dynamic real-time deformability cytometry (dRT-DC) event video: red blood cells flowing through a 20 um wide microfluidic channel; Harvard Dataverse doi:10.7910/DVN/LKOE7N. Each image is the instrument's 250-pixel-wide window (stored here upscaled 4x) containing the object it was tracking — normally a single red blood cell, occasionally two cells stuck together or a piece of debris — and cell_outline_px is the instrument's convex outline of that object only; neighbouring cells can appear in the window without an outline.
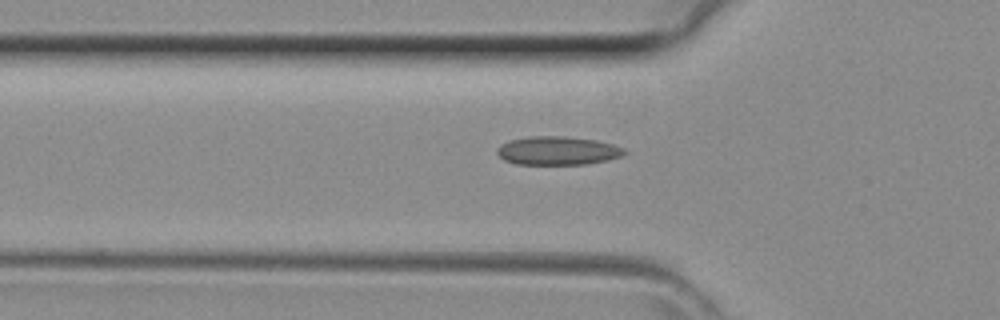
{"species": "common noctule bat (a hibernating species)", "species_latin": "Nyctalus noctula", "temperature_condition": "room temperature", "stored_images_in_passage": 34, "camera_frame_rate_fps": 3000, "um_per_image_px": 0.085, "animal": {"sex": "female", "body_mass_g": 29.2, "forearm_length_mm": 56.3}, "frame": {"image": 1, "passage_image": 11, "time_ms": 3.333, "image_size_px": [1000, 320], "cell_outline_px": [[628, 152], [620, 156], [608, 160], [584, 164], [516, 164], [504, 160], [496, 152], [496, 148], [500, 144], [508, 140], [528, 136], [564, 136], [596, 140], [612, 144], [624, 148]], "centroid_in_image_um": [47.37, 12.8], "position_along_channel_um": 78.4, "area_um2": 21.27}}
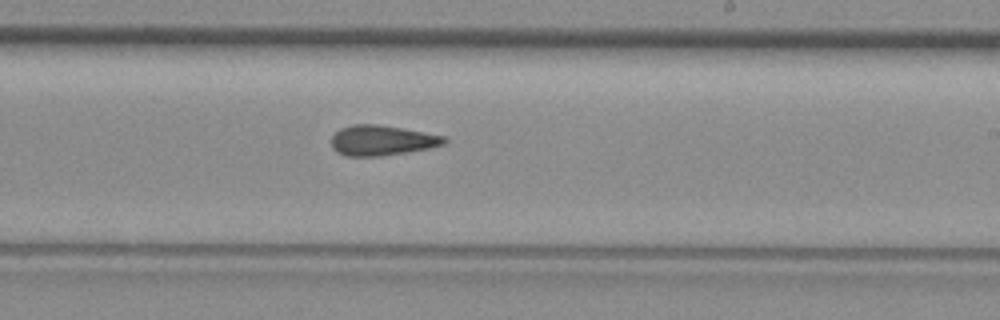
{"frame": {"image": 2, "passage_image": 22, "time_ms": 7.0, "image_size_px": [1000, 320], "cell_outline_px": [[448, 140], [444, 144], [428, 148], [380, 156], [344, 156], [336, 152], [332, 148], [332, 136], [340, 128], [352, 124], [376, 124], [404, 128], [444, 136]], "centroid_in_image_um": [32.43, 11.92], "position_along_channel_um": 256.6, "area_um2": 19.83}}
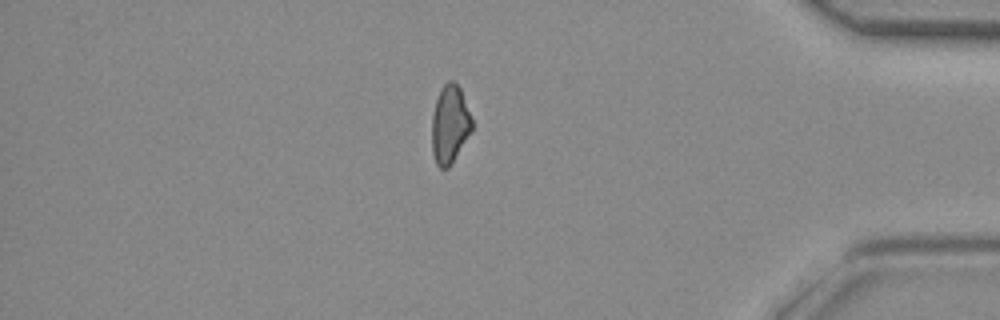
{"frame": {"image": 3, "passage_image": 33, "time_ms": 10.667, "image_size_px": [1000, 320], "cell_outline_px": [[472, 132], [448, 168], [440, 168], [436, 164], [432, 152], [432, 116], [436, 100], [444, 84], [448, 80], [452, 80], [460, 88], [472, 120]], "centroid_in_image_um": [38.23, 10.59], "position_along_channel_um": 397.0, "area_um2": 18.09}}